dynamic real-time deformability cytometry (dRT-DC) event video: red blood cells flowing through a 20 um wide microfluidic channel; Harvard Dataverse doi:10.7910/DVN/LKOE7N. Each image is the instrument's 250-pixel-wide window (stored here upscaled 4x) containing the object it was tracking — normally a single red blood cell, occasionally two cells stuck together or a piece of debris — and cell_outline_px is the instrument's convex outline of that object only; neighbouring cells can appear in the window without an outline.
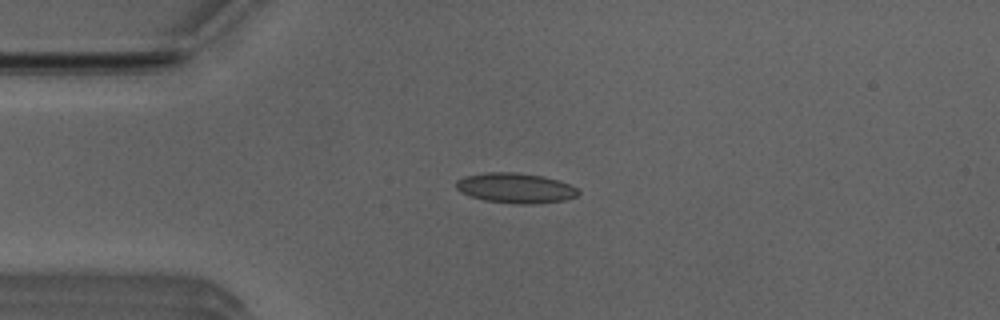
{"species": "Egyptian fruit bat (a non-hibernating species)", "species_latin": "Rousettus aegyptiacus", "temperature_condition": "room temperature", "stored_images_in_passage": 49, "camera_frame_rate_fps": 3000, "um_per_image_px": 0.085, "animal": {"sex": "male"}, "frame": {"image": 1, "passage_image": 10, "time_ms": 3.0, "image_size_px": [1000, 320], "cell_outline_px": [[580, 192], [576, 196], [564, 200], [536, 204], [512, 204], [484, 200], [460, 192], [456, 188], [456, 180], [464, 176], [488, 172], [516, 172], [544, 176], [568, 184], [576, 188]], "centroid_in_image_um": [43.79, 15.98], "position_along_channel_um": 41.2, "area_um2": 21.44}}
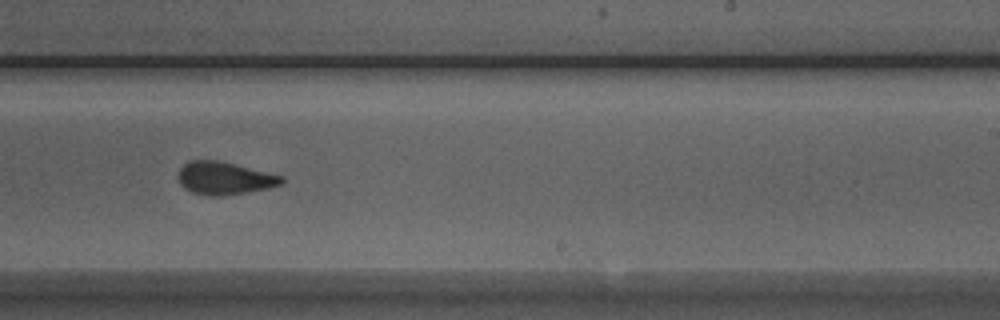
{"frame": {"image": 2, "passage_image": 29, "time_ms": 9.333, "image_size_px": [1000, 320], "cell_outline_px": [[284, 184], [268, 188], [248, 192], [224, 196], [208, 196], [192, 192], [184, 188], [180, 184], [176, 176], [180, 168], [188, 160], [220, 160], [284, 176]], "centroid_in_image_um": [19.07, 15.14], "position_along_channel_um": 269.9, "area_um2": 20.11}}
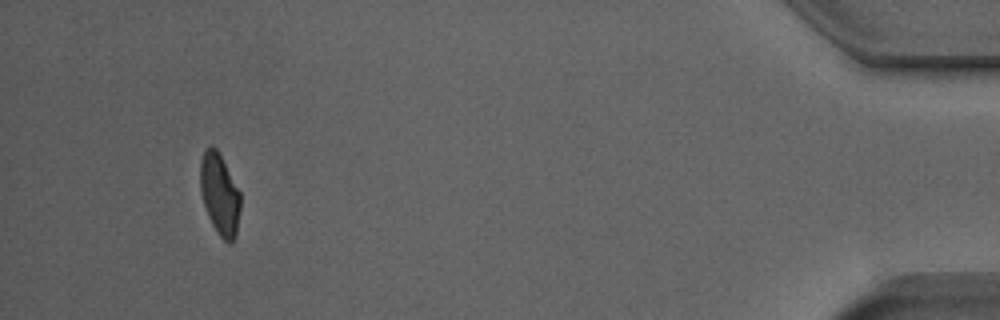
{"frame": {"image": 3, "passage_image": 46, "time_ms": 15.0, "image_size_px": [1000, 320], "cell_outline_px": [[240, 208], [236, 236], [232, 244], [228, 244], [216, 232], [208, 216], [204, 204], [200, 188], [200, 160], [204, 148], [212, 144], [216, 148], [240, 192]], "centroid_in_image_um": [18.66, 16.52], "position_along_channel_um": 416.5, "area_um2": 19.13}, "authors_computed_cell_mechanics": {"area_um2": 20.1722, "velocity_mm_per_s": 3.9493, "shape_relaxation_time_tau1_ms": 4.0869, "shape_relaxation_time_tau2_ms": 1.538, "deformation_change_tau1": 0.1387, "deformation_change_tau2": 0.0635}}